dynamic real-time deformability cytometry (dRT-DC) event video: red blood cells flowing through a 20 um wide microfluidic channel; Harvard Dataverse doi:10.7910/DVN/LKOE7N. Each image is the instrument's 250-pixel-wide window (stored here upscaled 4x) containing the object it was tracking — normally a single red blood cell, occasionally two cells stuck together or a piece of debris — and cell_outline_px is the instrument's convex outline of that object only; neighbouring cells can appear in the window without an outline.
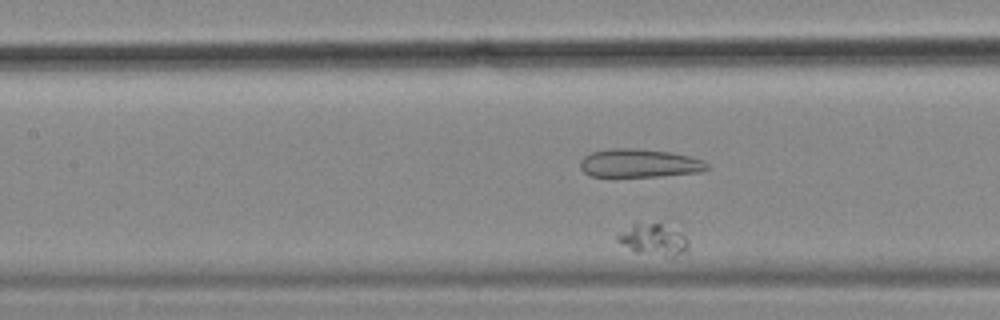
{"species": "common noctule bat (a hibernating species)", "species_latin": "Nyctalus noctula", "temperature_condition": "cold", "stored_images_in_passage": 57, "segment_of_instrument_passage": [1, 2], "camera_frame_rate_fps": 3000, "um_per_image_px": 0.085, "animal": {"sex": "female", "body_mass_g": 18.4}, "frame": {"image": 1, "passage_image": 25, "time_ms": 8.0, "image_size_px": [1000, 320], "cell_outline_px": [[688, 252], [672, 256], [668, 256], [636, 252], [616, 240], [616, 236], [620, 232], [632, 224], [660, 224], [684, 232], [688, 240]], "centroid_in_image_um": [55.6, 20.37], "position_along_channel_um": 151.8, "area_um2": 12.83}}
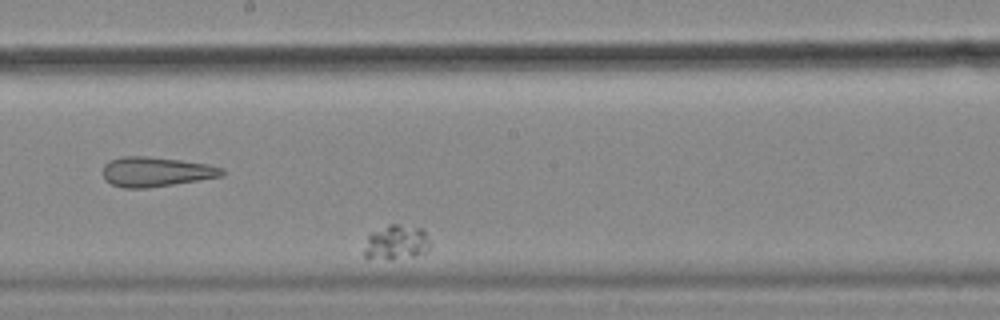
{"frame": {"image": 2, "passage_image": 32, "time_ms": 10.333, "image_size_px": [1000, 320], "cell_outline_px": [[432, 244], [424, 252], [412, 256], [364, 256], [364, 248], [368, 236], [372, 232], [388, 224], [396, 224], [424, 228]], "centroid_in_image_um": [33.75, 20.51], "position_along_channel_um": 214.4, "area_um2": 12.72}}
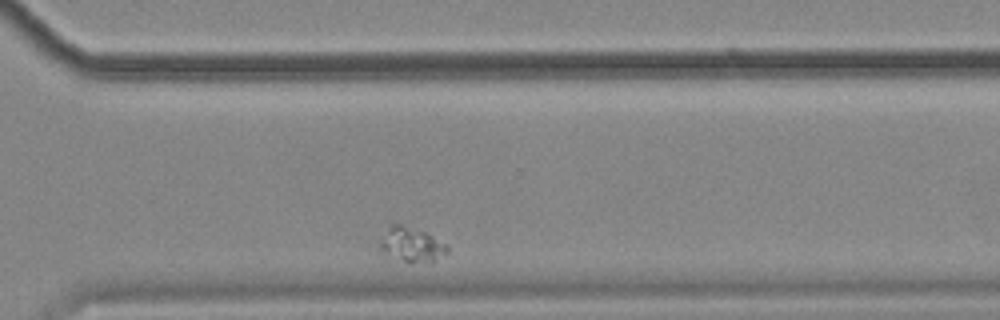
{"frame": {"image": 3, "passage_image": 45, "time_ms": 14.667, "image_size_px": [1000, 320], "cell_outline_px": [[448, 252], [432, 264], [408, 264], [384, 252], [380, 248], [380, 236], [392, 224], [400, 224], [424, 232], [432, 236], [444, 244], [448, 248]], "centroid_in_image_um": [34.99, 20.85], "position_along_channel_um": 335.6, "area_um2": 13.7}}